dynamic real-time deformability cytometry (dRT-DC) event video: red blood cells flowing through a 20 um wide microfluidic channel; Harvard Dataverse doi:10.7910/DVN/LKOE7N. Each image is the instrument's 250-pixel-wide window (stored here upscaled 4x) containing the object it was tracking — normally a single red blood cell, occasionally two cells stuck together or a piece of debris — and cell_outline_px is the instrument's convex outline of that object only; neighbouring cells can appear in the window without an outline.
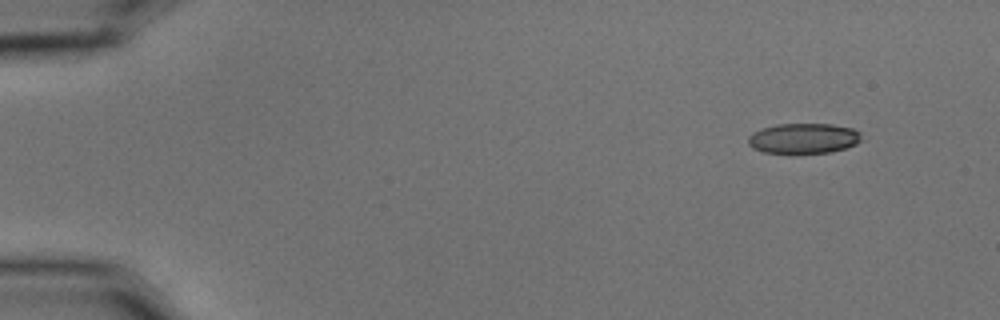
{"species": "common noctule bat (a hibernating species)", "species_latin": "Nyctalus noctula", "temperature_condition": "cold", "stored_images_in_passage": 5, "camera_frame_rate_fps": 3000, "um_per_image_px": 0.085, "animal": {"sex": "male", "body_mass_g": 15.6}, "frame": {"image": 1, "passage_image": 1, "time_ms": 0.0, "image_size_px": [1000, 320], "cell_outline_px": [[860, 140], [856, 144], [832, 152], [788, 156], [764, 152], [752, 148], [748, 144], [748, 136], [752, 132], [760, 128], [776, 124], [832, 124], [852, 128], [860, 132]], "centroid_in_image_um": [68.23, 11.8], "position_along_channel_um": 16.8, "area_um2": 20.81}}
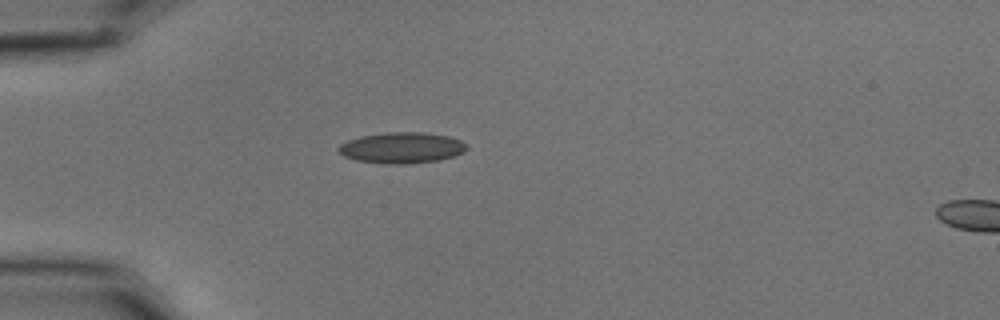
{"frame": {"image": 2, "passage_image": 4, "time_ms": 1.0, "image_size_px": [1000, 320], "cell_outline_px": [[468, 148], [464, 152], [456, 156], [440, 160], [404, 164], [380, 164], [356, 160], [344, 156], [336, 148], [340, 144], [348, 140], [360, 136], [384, 132], [424, 132], [448, 136], [460, 140], [468, 144]], "centroid_in_image_um": [34.16, 12.56], "position_along_channel_um": 50.8, "area_um2": 23.47}}